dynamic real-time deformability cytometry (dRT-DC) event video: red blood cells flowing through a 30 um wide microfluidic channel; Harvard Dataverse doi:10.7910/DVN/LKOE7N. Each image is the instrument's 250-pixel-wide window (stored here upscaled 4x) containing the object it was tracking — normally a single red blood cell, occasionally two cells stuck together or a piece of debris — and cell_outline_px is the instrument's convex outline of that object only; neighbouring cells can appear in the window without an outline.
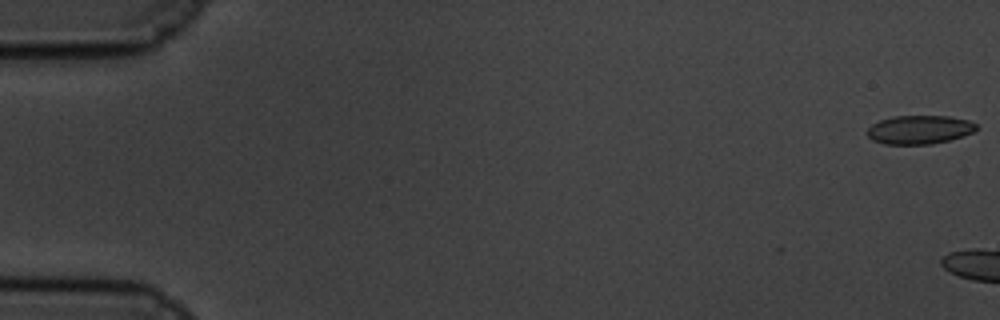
{"species": "common noctule bat (a hibernating species)", "species_latin": "Nyctalus noctula", "temperature_condition": "cold", "stored_images_in_passage": 5, "camera_frame_rate_fps": 3000, "um_per_image_px": 0.085, "animal": {"sex": "male", "body_mass_g": 19.5, "forearm_length_mm": 54.6}, "frame": {"image": 1, "passage_image": 1, "time_ms": 0.0, "image_size_px": [1000, 320], "cell_outline_px": [[976, 128], [972, 132], [964, 136], [932, 144], [884, 144], [872, 140], [868, 136], [868, 128], [872, 124], [880, 120], [892, 116], [948, 116], [968, 120], [976, 124]], "centroid_in_image_um": [78.13, 11.02], "position_along_channel_um": 6.9, "area_um2": 18.15}}